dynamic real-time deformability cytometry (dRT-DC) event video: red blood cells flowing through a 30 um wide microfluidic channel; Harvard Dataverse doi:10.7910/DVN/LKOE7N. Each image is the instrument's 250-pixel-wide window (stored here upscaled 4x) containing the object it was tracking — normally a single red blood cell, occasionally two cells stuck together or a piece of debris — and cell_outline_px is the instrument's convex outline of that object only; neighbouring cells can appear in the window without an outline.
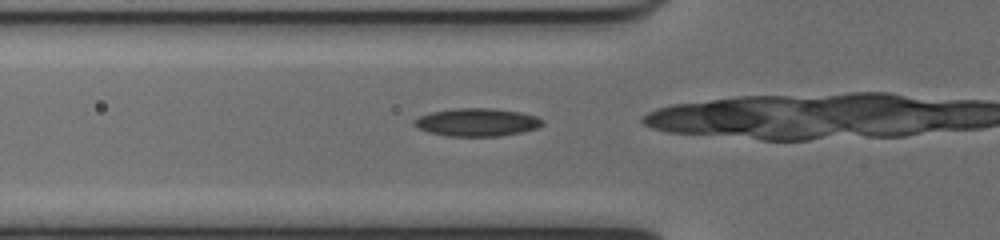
{"species": "common noctule bat (a hibernating species)", "species_latin": "Nyctalus noctula", "temperature_condition": "cold", "stored_images_in_passage": 13, "camera_frame_rate_fps": 3000, "um_per_image_px": 0.085, "animal": {"sex": "female", "body_mass_g": 17.0, "forearm_length_mm": 48.0}, "frame": {"image": 1, "passage_image": 8, "time_ms": 2.333, "image_size_px": [1000, 240], "cell_outline_px": [[544, 124], [536, 128], [520, 132], [500, 136], [448, 136], [428, 132], [412, 124], [420, 116], [432, 112], [456, 108], [492, 108], [520, 112], [536, 116], [544, 120]], "centroid_in_image_um": [40.57, 10.39], "position_along_channel_um": 85.2, "area_um2": 20.69}}
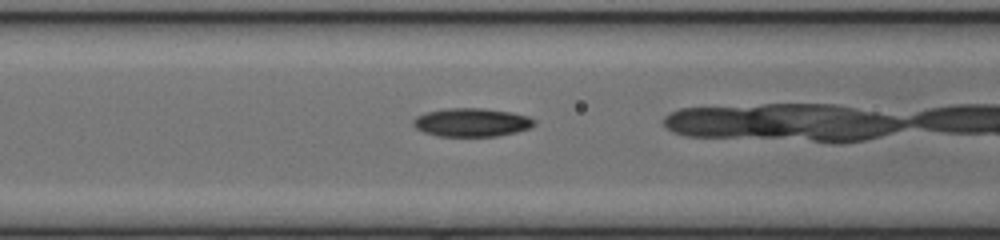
{"frame": {"image": 2, "passage_image": 11, "time_ms": 3.333, "image_size_px": [1000, 240], "cell_outline_px": [[536, 124], [528, 128], [516, 132], [496, 136], [436, 136], [424, 132], [416, 128], [412, 124], [412, 120], [416, 116], [424, 112], [448, 108], [480, 108], [512, 112], [528, 116], [536, 120]], "centroid_in_image_um": [40.07, 10.4], "position_along_channel_um": 126.5, "area_um2": 20.17}}